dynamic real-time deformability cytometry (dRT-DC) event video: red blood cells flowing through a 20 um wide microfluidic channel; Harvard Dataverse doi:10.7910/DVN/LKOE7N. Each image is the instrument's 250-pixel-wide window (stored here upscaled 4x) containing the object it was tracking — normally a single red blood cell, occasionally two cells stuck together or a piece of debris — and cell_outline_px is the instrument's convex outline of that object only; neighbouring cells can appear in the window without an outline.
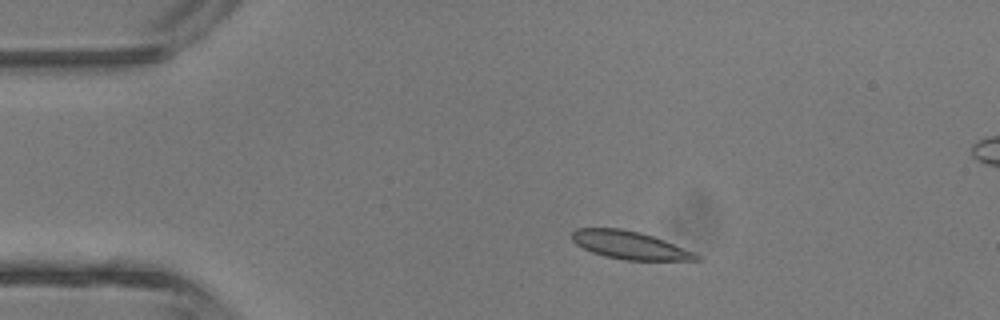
{"species": "common noctule bat (a hibernating species)", "species_latin": "Nyctalus noctula", "temperature_condition": "room temperature", "stored_images_in_passage": 4, "camera_frame_rate_fps": 3000, "um_per_image_px": 0.085, "animal": {"sex": "male", "body_mass_g": 13.3}, "frame": {"image": 1, "passage_image": 2, "time_ms": 1.0, "image_size_px": [1000, 320], "cell_outline_px": [[704, 260], [624, 260], [604, 256], [592, 252], [576, 244], [572, 240], [572, 232], [576, 228], [620, 228], [640, 232], [664, 240], [696, 252], [704, 256]], "centroid_in_image_um": [53.59, 20.85], "position_along_channel_um": 31.4, "area_um2": 20.4}}